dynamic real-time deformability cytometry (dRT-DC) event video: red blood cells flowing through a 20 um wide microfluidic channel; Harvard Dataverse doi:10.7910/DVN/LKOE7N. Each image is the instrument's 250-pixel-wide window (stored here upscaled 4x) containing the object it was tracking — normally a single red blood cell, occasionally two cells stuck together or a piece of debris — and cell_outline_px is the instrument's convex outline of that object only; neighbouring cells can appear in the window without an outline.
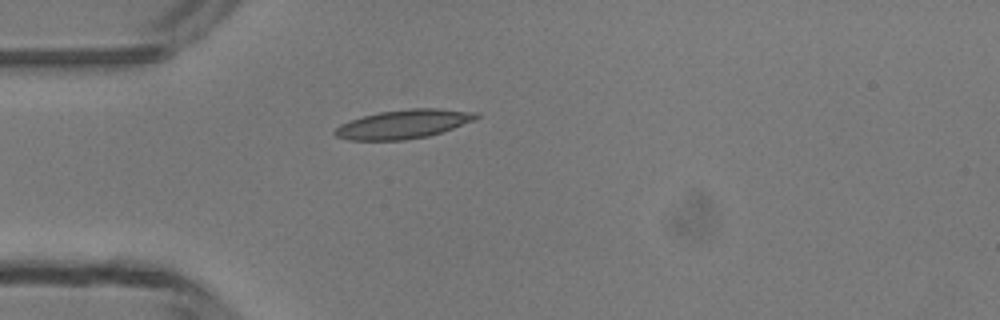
{"species": "common noctule bat (a hibernating species)", "species_latin": "Nyctalus noctula", "temperature_condition": "room temperature", "stored_images_in_passage": 36, "camera_frame_rate_fps": 3000, "um_per_image_px": 0.085, "animal": {"sex": "male", "body_mass_g": 13.3}, "frame": {"image": 1, "passage_image": 1, "time_ms": 0.0, "image_size_px": [1000, 320], "cell_outline_px": [[480, 116], [476, 120], [428, 136], [404, 140], [348, 140], [336, 136], [332, 132], [340, 124], [364, 116], [380, 112], [412, 108], [436, 108], [480, 112]], "centroid_in_image_um": [34.33, 10.54], "position_along_channel_um": 50.7, "area_um2": 23.7}}
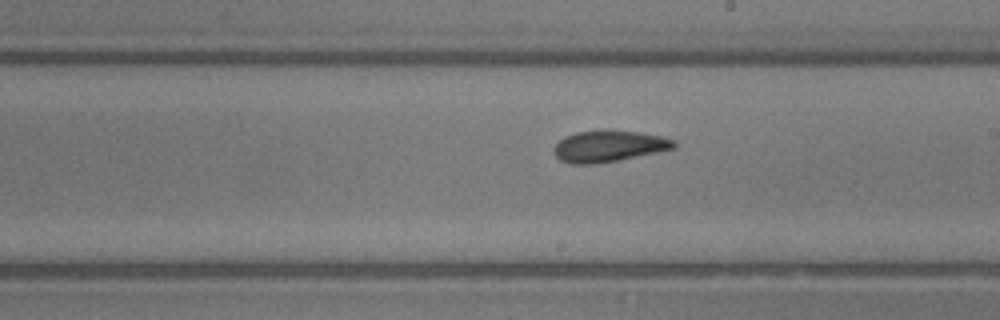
{"frame": {"image": 2, "passage_image": 15, "time_ms": 4.667, "image_size_px": [1000, 320], "cell_outline_px": [[676, 148], [596, 164], [568, 164], [560, 160], [552, 152], [552, 148], [564, 136], [576, 132], [608, 128], [636, 132], [660, 136], [676, 140]], "centroid_in_image_um": [51.69, 12.4], "position_along_channel_um": 237.3, "area_um2": 22.25}}
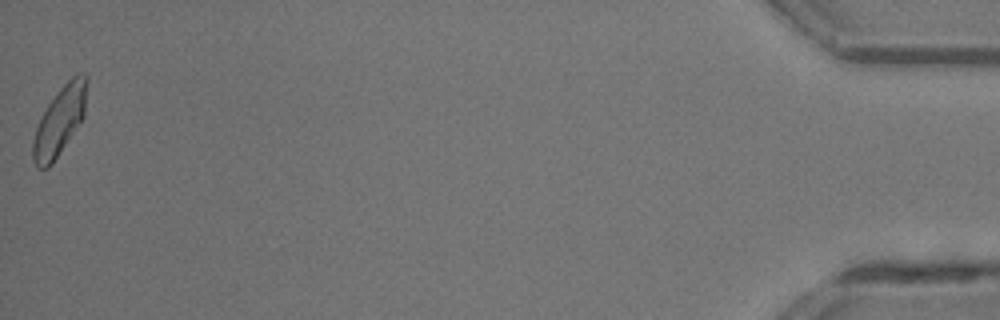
{"frame": {"image": 3, "passage_image": 36, "time_ms": 11.667, "image_size_px": [1000, 320], "cell_outline_px": [[88, 80], [84, 116], [52, 164], [48, 168], [36, 168], [32, 160], [32, 140], [36, 128], [48, 104], [60, 88], [76, 72], [84, 72], [88, 76]], "centroid_in_image_um": [5.08, 10.25], "position_along_channel_um": 430.1, "area_um2": 21.5}, "authors_computed_cell_mechanics": {"area_um2": 21.5594, "velocity_mm_per_s": 4.2182, "shape_relaxation_time_tau1_ms": 6.4986, "shape_relaxation_time_tau2_ms": 1.7284, "deformation_change_tau1": 0.2269, "deformation_change_tau2": 0.0919}}